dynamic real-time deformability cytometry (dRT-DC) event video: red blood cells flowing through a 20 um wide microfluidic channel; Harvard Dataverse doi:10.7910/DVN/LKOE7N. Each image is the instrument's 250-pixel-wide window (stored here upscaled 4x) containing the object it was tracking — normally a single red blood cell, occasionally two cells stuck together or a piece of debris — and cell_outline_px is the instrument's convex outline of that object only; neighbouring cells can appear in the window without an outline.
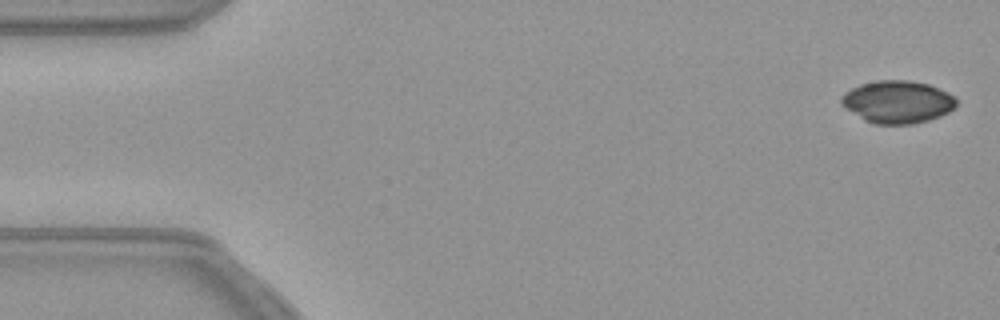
{"species": "common noctule bat (a hibernating species)", "species_latin": "Nyctalus noctula", "temperature_condition": "warm", "stored_images_in_passage": 15, "camera_frame_rate_fps": 3000, "um_per_image_px": 0.085, "animal": {"sex": "female", "body_mass_g": 21.9}, "frame": {"image": 1, "passage_image": 1, "time_ms": 0.0, "image_size_px": [1000, 320], "cell_outline_px": [[952, 104], [948, 108], [940, 112], [928, 116], [912, 120], [876, 120], [856, 92], [872, 84], [916, 84], [932, 88], [948, 96], [952, 100]], "centroid_in_image_um": [76.76, 8.61], "position_along_channel_um": 8.2, "area_um2": 19.19}}